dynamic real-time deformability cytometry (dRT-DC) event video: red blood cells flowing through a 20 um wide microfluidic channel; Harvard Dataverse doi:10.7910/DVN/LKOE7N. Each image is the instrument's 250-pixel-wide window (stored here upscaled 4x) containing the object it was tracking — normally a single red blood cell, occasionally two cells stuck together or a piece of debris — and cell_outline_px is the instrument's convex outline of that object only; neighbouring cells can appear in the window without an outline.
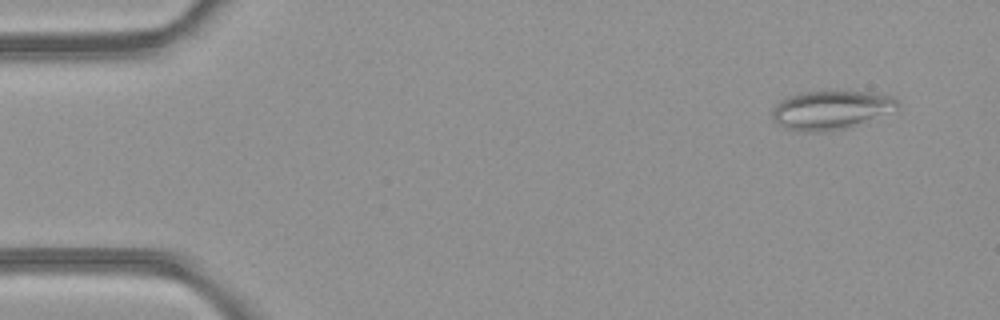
{"species": "common noctule bat (a hibernating species)", "species_latin": "Nyctalus noctula", "temperature_condition": "room temperature", "stored_images_in_passage": 49, "camera_frame_rate_fps": 3000, "um_per_image_px": 0.085, "animal": {"sex": "female", "body_mass_g": 21.9}, "frame": {"image": 1, "passage_image": 4, "time_ms": 1.0, "image_size_px": [1000, 320], "cell_outline_px": [[900, 104], [896, 108], [852, 124], [836, 128], [784, 128], [772, 120], [772, 112], [776, 104], [780, 100], [788, 96], [800, 92], [864, 92], [888, 96], [896, 100]], "centroid_in_image_um": [70.52, 9.27], "position_along_channel_um": 14.5, "area_um2": 26.01}}
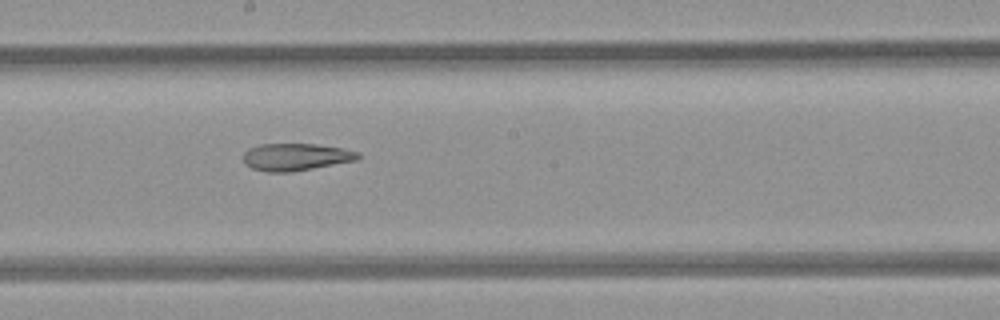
{"frame": {"image": 2, "passage_image": 27, "time_ms": 8.667, "image_size_px": [1000, 320], "cell_outline_px": [[360, 160], [292, 172], [268, 172], [252, 168], [244, 164], [244, 152], [248, 148], [260, 144], [316, 144], [344, 148], [360, 152]], "centroid_in_image_um": [25.19, 13.34], "position_along_channel_um": 223.0, "area_um2": 18.5}}
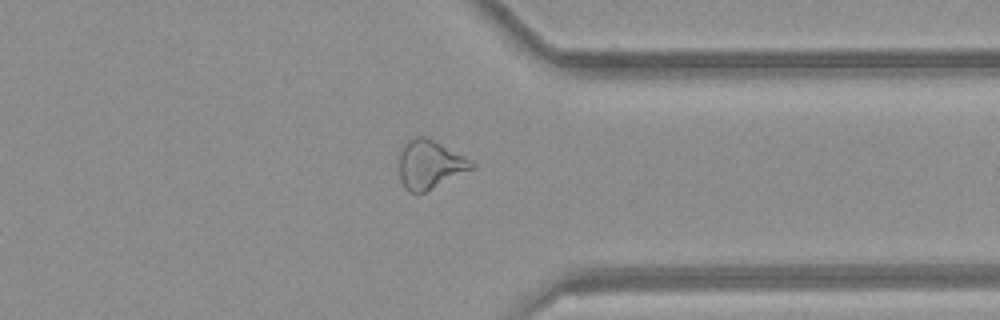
{"frame": {"image": 3, "passage_image": 38, "time_ms": 12.333, "image_size_px": [1000, 320], "cell_outline_px": [[476, 168], [416, 196], [408, 192], [404, 188], [400, 180], [400, 148], [412, 136], [428, 136], [472, 160], [476, 164]], "centroid_in_image_um": [36.54, 13.98], "position_along_channel_um": 374.9, "area_um2": 21.15}, "authors_computed_cell_mechanics": {"area_um2": 22.6576, "velocity_mm_per_s": 4.266, "shape_relaxation_time_tau1_ms": null, "shape_relaxation_time_tau2_ms": 5.5479, "deformation_change_tau1": null, "deformation_change_tau2": 0.1669}}